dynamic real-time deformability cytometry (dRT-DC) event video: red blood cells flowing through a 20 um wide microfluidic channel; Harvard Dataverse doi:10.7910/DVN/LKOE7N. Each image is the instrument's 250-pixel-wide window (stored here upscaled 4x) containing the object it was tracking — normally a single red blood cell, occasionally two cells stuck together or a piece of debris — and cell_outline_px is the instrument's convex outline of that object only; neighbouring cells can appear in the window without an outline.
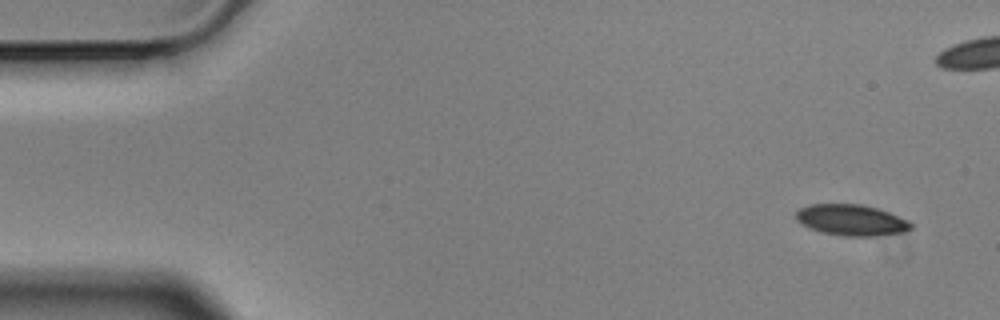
{"species": "Egyptian fruit bat (a non-hibernating species)", "species_latin": "Rousettus aegyptiacus", "temperature_condition": "cold", "stored_images_in_passage": 14, "camera_frame_rate_fps": 3000, "um_per_image_px": 0.085, "animal": {"sex": "male"}, "frame": {"image": 1, "passage_image": 1, "time_ms": 0.0, "image_size_px": [1000, 320], "cell_outline_px": [[912, 228], [904, 232], [876, 236], [844, 236], [820, 232], [800, 224], [796, 220], [796, 212], [800, 208], [808, 204], [860, 204], [876, 208], [888, 212], [908, 220], [912, 224]], "centroid_in_image_um": [72.34, 18.71], "position_along_channel_um": 12.7, "area_um2": 20.87}}
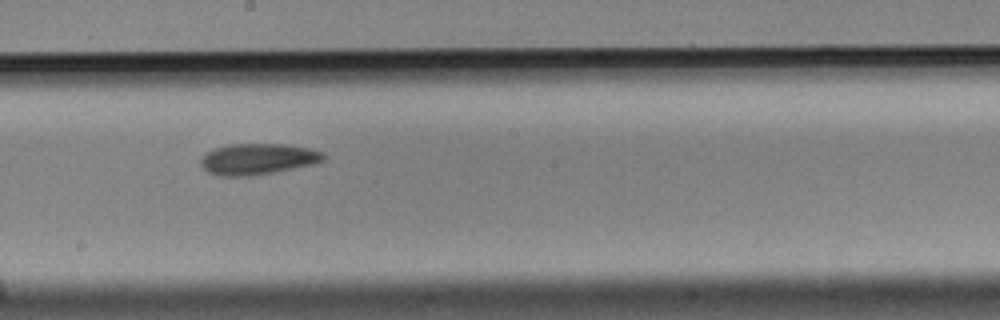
{"frame": {"image": 2, "passage_image": 10, "time_ms": 3.0, "image_size_px": [1000, 320], "cell_outline_px": [[324, 160], [316, 164], [252, 176], [220, 176], [208, 172], [200, 164], [200, 160], [212, 148], [228, 144], [284, 144], [308, 148], [324, 152]], "centroid_in_image_um": [21.91, 13.52], "position_along_channel_um": 226.3, "area_um2": 22.31}}
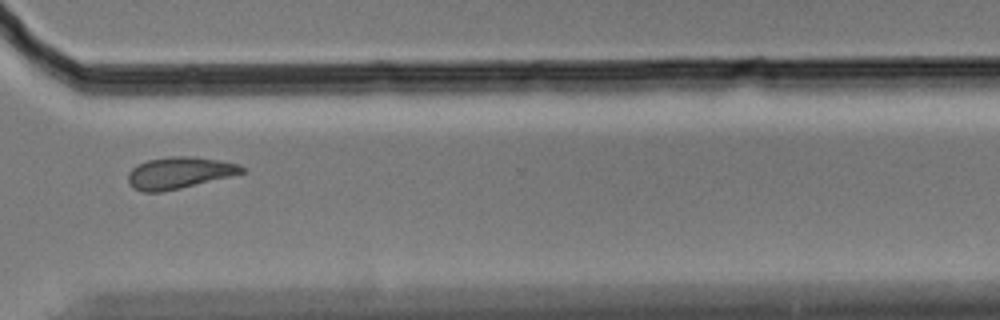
{"frame": {"image": 3, "passage_image": 13, "time_ms": 4.0, "image_size_px": [1000, 320], "cell_outline_px": [[248, 172], [180, 188], [160, 192], [144, 192], [132, 188], [128, 180], [128, 172], [136, 164], [148, 160], [168, 156], [192, 156], [240, 164], [248, 168]], "centroid_in_image_um": [15.25, 14.68], "position_along_channel_um": 355.3, "area_um2": 21.15}}